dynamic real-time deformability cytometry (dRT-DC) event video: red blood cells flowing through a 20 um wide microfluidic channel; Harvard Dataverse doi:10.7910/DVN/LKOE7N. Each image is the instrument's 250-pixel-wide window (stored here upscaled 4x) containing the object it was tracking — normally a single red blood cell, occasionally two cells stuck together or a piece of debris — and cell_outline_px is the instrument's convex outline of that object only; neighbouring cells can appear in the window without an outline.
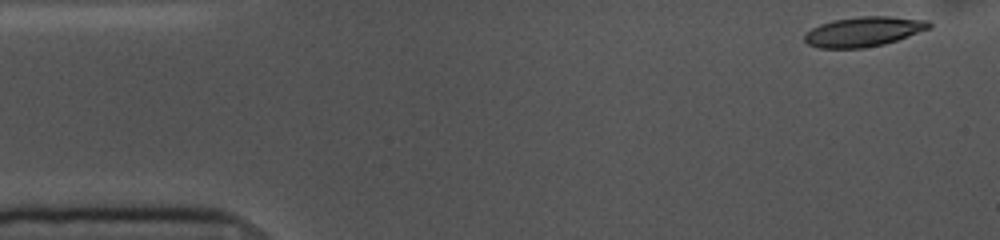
{"species": "common noctule bat (a hibernating species)", "species_latin": "Nyctalus noctula", "temperature_condition": "cold", "stored_images_in_passage": 52, "camera_frame_rate_fps": 3000, "um_per_image_px": 0.085, "animal": {"sex": "female", "body_mass_g": 10.0, "forearm_length_mm": 53.1}, "frame": {"image": 1, "passage_image": 1, "time_ms": 0.0, "image_size_px": [1000, 240], "cell_outline_px": [[932, 28], [884, 44], [864, 48], [820, 48], [808, 44], [804, 40], [804, 36], [812, 28], [820, 24], [832, 20], [860, 16], [888, 16], [928, 20], [932, 24]], "centroid_in_image_um": [73.43, 2.68], "position_along_channel_um": 11.6, "area_um2": 21.62}}
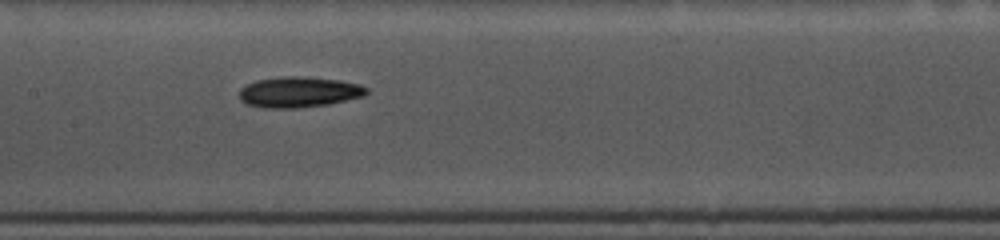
{"frame": {"image": 2, "passage_image": 23, "time_ms": 7.333, "image_size_px": [1000, 240], "cell_outline_px": [[368, 92], [364, 96], [328, 104], [296, 108], [264, 108], [248, 104], [240, 100], [240, 88], [244, 84], [256, 80], [280, 76], [296, 76], [340, 80], [360, 84], [368, 88]], "centroid_in_image_um": [25.39, 7.82], "position_along_channel_um": 182.0, "area_um2": 22.83}}
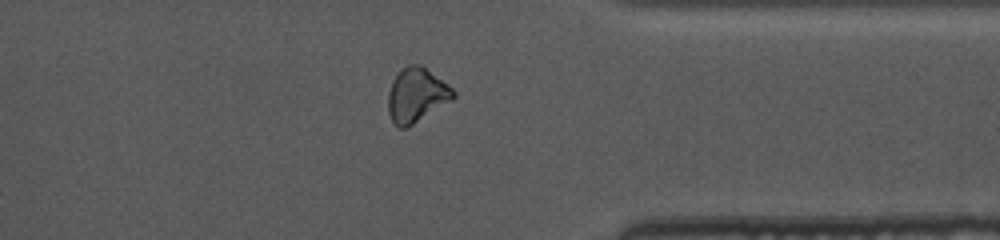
{"frame": {"image": 3, "passage_image": 40, "time_ms": 13.0, "image_size_px": [1000, 240], "cell_outline_px": [[456, 96], [452, 100], [412, 124], [404, 128], [400, 128], [392, 120], [388, 112], [388, 92], [392, 80], [400, 68], [408, 64], [420, 64], [452, 88], [456, 92]], "centroid_in_image_um": [35.38, 8.06], "position_along_channel_um": 376.0, "area_um2": 20.4}, "authors_computed_cell_mechanics": {"area_um2": 21.7039, "velocity_mm_per_s": 3.5966, "shape_relaxation_time_tau1_ms": 4.3168, "shape_relaxation_time_tau2_ms": null, "deformation_change_tau1": 0.1275, "deformation_change_tau2": null}}